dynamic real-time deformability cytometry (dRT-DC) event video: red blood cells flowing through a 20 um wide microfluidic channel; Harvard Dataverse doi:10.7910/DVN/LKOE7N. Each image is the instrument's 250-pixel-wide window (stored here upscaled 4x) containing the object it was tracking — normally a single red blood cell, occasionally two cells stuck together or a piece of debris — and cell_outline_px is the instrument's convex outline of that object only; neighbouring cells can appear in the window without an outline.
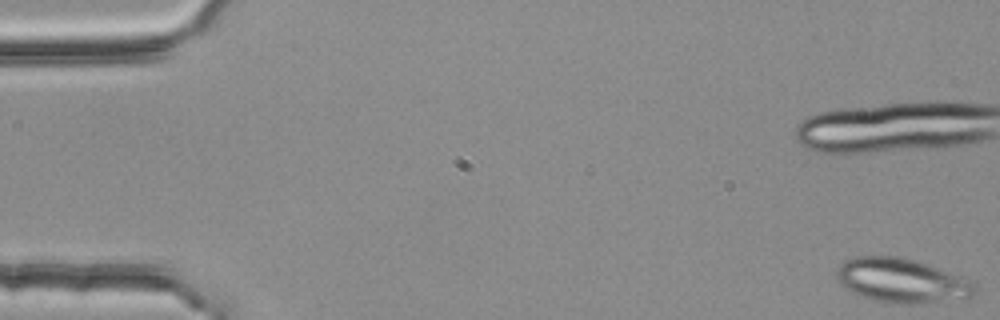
{"species": "common noctule bat (a hibernating species)", "species_latin": "Nyctalus noctula", "temperature_condition": "room temperature", "stored_images_in_passage": 10, "camera_frame_rate_fps": 3000, "um_per_image_px": 0.085, "animal": {"sex": "female", "body_mass_g": 25.1}, "frame": {"image": 1, "passage_image": 1, "time_ms": 0.0, "image_size_px": [1000, 320], "cell_outline_px": [[976, 292], [972, 296], [904, 304], [900, 304], [872, 300], [852, 292], [840, 284], [836, 280], [836, 268], [844, 260], [856, 256], [900, 256], [916, 260], [968, 280], [976, 284]], "centroid_in_image_um": [76.53, 23.82], "position_along_channel_um": 8.5, "area_um2": 35.08}}